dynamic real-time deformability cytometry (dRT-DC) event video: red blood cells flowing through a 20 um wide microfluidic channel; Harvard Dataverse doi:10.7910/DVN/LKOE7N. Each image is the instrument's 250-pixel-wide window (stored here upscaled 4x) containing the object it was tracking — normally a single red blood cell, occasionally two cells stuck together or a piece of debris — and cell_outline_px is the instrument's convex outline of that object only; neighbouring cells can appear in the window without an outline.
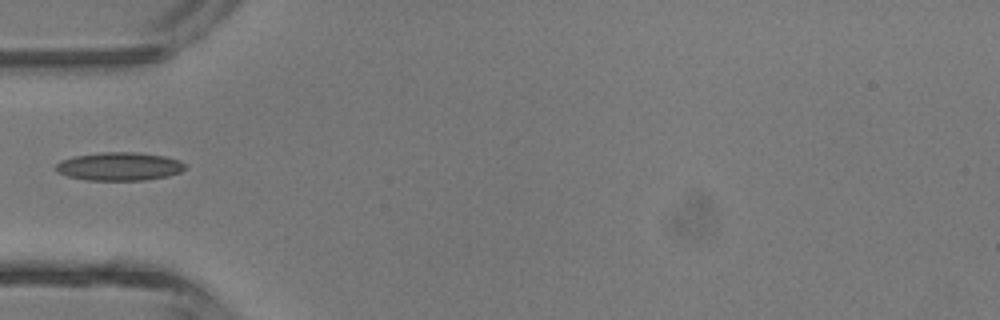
{"species": "common noctule bat (a hibernating species)", "species_latin": "Nyctalus noctula", "temperature_condition": "room temperature", "stored_images_in_passage": 5, "camera_frame_rate_fps": 3000, "um_per_image_px": 0.085, "animal": {"sex": "male", "body_mass_g": 13.3}, "frame": {"image": 1, "passage_image": 5, "time_ms": 4.667, "image_size_px": [1000, 320], "cell_outline_px": [[184, 168], [180, 172], [168, 176], [144, 180], [88, 180], [68, 176], [56, 172], [56, 164], [60, 160], [76, 156], [104, 152], [136, 152], [164, 156], [180, 160], [184, 164]], "centroid_in_image_um": [10.13, 14.14], "position_along_channel_um": 74.9, "area_um2": 21.15}}